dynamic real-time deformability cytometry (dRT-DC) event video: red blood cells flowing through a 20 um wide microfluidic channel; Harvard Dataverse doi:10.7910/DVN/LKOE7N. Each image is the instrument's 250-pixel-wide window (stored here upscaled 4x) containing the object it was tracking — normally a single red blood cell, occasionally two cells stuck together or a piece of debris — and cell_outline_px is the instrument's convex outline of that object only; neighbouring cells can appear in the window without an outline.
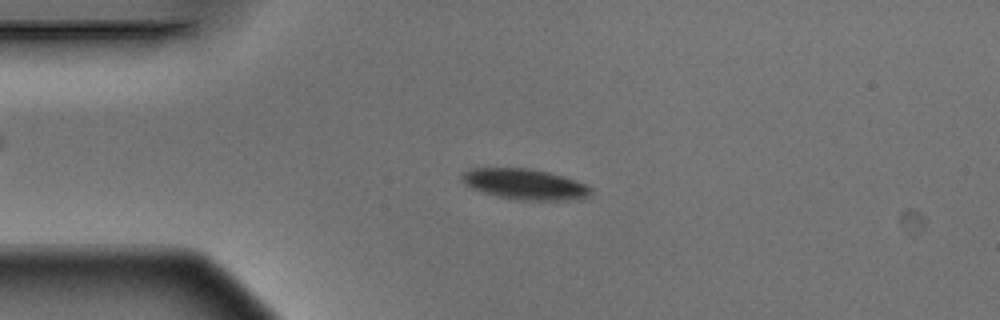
{"species": "Egyptian fruit bat (a non-hibernating species)", "species_latin": "Rousettus aegyptiacus", "temperature_condition": "warm", "stored_images_in_passage": 3, "camera_frame_rate_fps": 3000, "um_per_image_px": 0.085, "animal": {"sex": "male"}, "frame": {"image": 1, "passage_image": 2, "time_ms": 0.333, "image_size_px": [1000, 320], "cell_outline_px": [[592, 196], [584, 200], [516, 200], [496, 196], [472, 188], [464, 184], [460, 180], [460, 176], [464, 172], [472, 168], [528, 168], [548, 172], [564, 176], [588, 184], [592, 188]], "centroid_in_image_um": [44.68, 15.67], "position_along_channel_um": 40.3, "area_um2": 23.52}}